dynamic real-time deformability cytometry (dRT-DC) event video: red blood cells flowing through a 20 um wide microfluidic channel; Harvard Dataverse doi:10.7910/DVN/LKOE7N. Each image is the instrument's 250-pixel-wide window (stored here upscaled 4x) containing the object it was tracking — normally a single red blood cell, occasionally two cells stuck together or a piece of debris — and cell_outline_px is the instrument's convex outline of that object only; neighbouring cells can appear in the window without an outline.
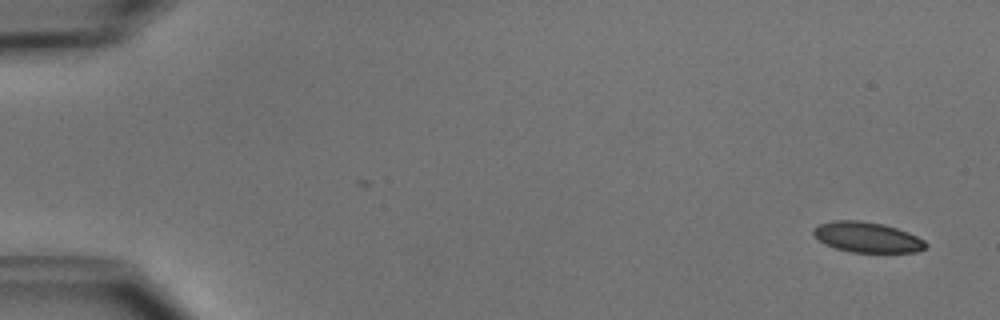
{"species": "common noctule bat (a hibernating species)", "species_latin": "Nyctalus noctula", "temperature_condition": "cold", "stored_images_in_passage": 4, "camera_frame_rate_fps": 3000, "um_per_image_px": 0.085, "animal": {"sex": "male", "body_mass_g": 15.6}, "frame": {"image": 1, "passage_image": 1, "time_ms": 0.0, "image_size_px": [1000, 320], "cell_outline_px": [[928, 244], [924, 248], [916, 252], [852, 252], [836, 248], [824, 244], [812, 232], [812, 228], [820, 224], [836, 220], [860, 220], [884, 224], [908, 232], [924, 240]], "centroid_in_image_um": [73.7, 20.16], "position_along_channel_um": 11.3, "area_um2": 19.77}}
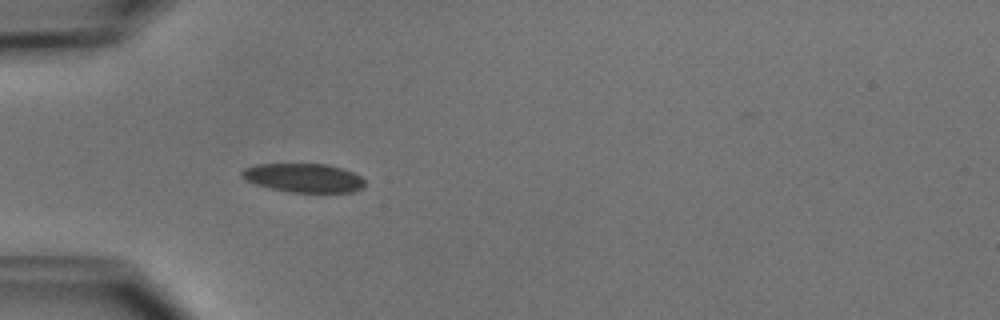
{"frame": {"image": 2, "passage_image": 4, "time_ms": 4.667, "image_size_px": [1000, 320], "cell_outline_px": [[364, 188], [352, 192], [292, 192], [272, 188], [256, 184], [244, 180], [240, 176], [240, 172], [244, 168], [256, 164], [328, 164], [352, 172], [360, 176], [364, 180]], "centroid_in_image_um": [25.79, 15.11], "position_along_channel_um": 59.2, "area_um2": 20.63}}